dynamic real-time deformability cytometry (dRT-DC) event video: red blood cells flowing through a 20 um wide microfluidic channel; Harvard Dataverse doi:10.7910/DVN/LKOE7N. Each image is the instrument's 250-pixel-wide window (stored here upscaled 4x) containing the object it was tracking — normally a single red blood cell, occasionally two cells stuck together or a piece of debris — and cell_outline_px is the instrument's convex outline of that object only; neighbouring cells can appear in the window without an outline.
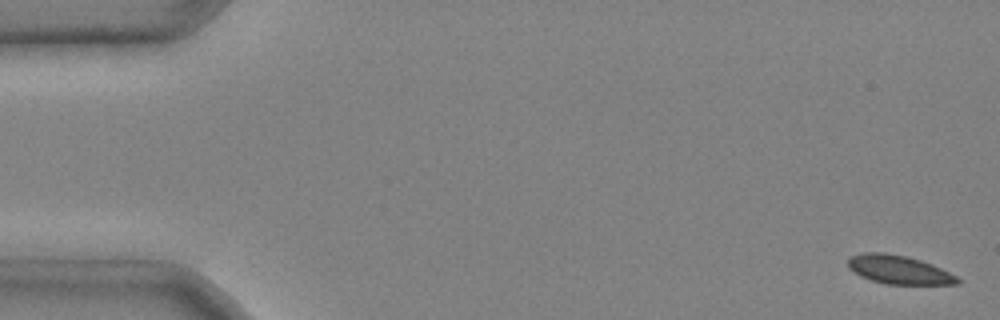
{"species": "common noctule bat (a hibernating species)", "species_latin": "Nyctalus noctula", "temperature_condition": "cold", "stored_images_in_passage": 3, "camera_frame_rate_fps": 3000, "um_per_image_px": 0.085, "animal": {"sex": "male", "body_mass_g": 20.4}, "frame": {"image": 1, "passage_image": 1, "time_ms": 0.0, "image_size_px": [1000, 320], "cell_outline_px": [[960, 284], [884, 284], [860, 276], [848, 268], [848, 260], [852, 256], [864, 252], [884, 252], [908, 256], [932, 264], [956, 276], [960, 280]], "centroid_in_image_um": [76.38, 22.92], "position_along_channel_um": 8.6, "area_um2": 18.21}}